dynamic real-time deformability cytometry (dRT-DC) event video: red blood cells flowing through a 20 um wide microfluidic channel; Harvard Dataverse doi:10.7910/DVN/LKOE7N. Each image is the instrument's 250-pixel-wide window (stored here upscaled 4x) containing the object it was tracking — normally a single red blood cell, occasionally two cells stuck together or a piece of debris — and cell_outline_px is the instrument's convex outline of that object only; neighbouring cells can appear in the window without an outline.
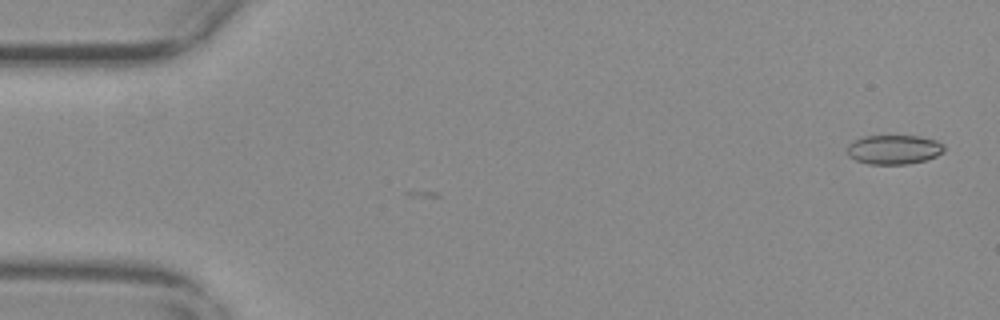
{"species": "common noctule bat (a hibernating species)", "species_latin": "Nyctalus noctula", "temperature_condition": "warm", "stored_images_in_passage": 4, "camera_frame_rate_fps": 3000, "um_per_image_px": 0.085, "animal": {"sex": "female", "body_mass_g": 29.2, "forearm_length_mm": 56.3}, "frame": {"image": 1, "passage_image": 4, "time_ms": 1.0, "image_size_px": [1000, 320], "cell_outline_px": [[944, 152], [936, 156], [924, 160], [908, 164], [868, 164], [856, 160], [848, 156], [848, 144], [852, 140], [864, 136], [920, 136], [936, 140], [944, 144]], "centroid_in_image_um": [75.98, 12.7], "position_along_channel_um": 9.0, "area_um2": 16.65}}